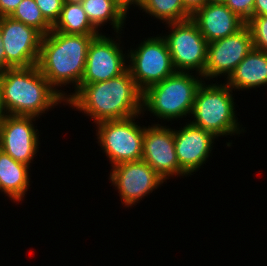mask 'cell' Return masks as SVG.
I'll return each mask as SVG.
<instances>
[{
  "label": "cell",
  "instance_id": "5",
  "mask_svg": "<svg viewBox=\"0 0 267 266\" xmlns=\"http://www.w3.org/2000/svg\"><path fill=\"white\" fill-rule=\"evenodd\" d=\"M203 82L197 88L191 113L194 119L190 123L216 138L243 132L245 129L239 126L235 117L232 89L225 83L207 85Z\"/></svg>",
  "mask_w": 267,
  "mask_h": 266
},
{
  "label": "cell",
  "instance_id": "29",
  "mask_svg": "<svg viewBox=\"0 0 267 266\" xmlns=\"http://www.w3.org/2000/svg\"><path fill=\"white\" fill-rule=\"evenodd\" d=\"M253 16H267V0H255Z\"/></svg>",
  "mask_w": 267,
  "mask_h": 266
},
{
  "label": "cell",
  "instance_id": "15",
  "mask_svg": "<svg viewBox=\"0 0 267 266\" xmlns=\"http://www.w3.org/2000/svg\"><path fill=\"white\" fill-rule=\"evenodd\" d=\"M173 130L180 176H190L208 159L214 140L217 138L212 133L191 123H187L180 130Z\"/></svg>",
  "mask_w": 267,
  "mask_h": 266
},
{
  "label": "cell",
  "instance_id": "7",
  "mask_svg": "<svg viewBox=\"0 0 267 266\" xmlns=\"http://www.w3.org/2000/svg\"><path fill=\"white\" fill-rule=\"evenodd\" d=\"M127 56L128 70L142 92L176 72L167 43L161 36L145 39L136 50L130 49Z\"/></svg>",
  "mask_w": 267,
  "mask_h": 266
},
{
  "label": "cell",
  "instance_id": "17",
  "mask_svg": "<svg viewBox=\"0 0 267 266\" xmlns=\"http://www.w3.org/2000/svg\"><path fill=\"white\" fill-rule=\"evenodd\" d=\"M226 79L234 91L267 85V53L253 48Z\"/></svg>",
  "mask_w": 267,
  "mask_h": 266
},
{
  "label": "cell",
  "instance_id": "31",
  "mask_svg": "<svg viewBox=\"0 0 267 266\" xmlns=\"http://www.w3.org/2000/svg\"><path fill=\"white\" fill-rule=\"evenodd\" d=\"M7 111L4 107L3 104V98H2V93H1V87H0V123L2 122V120L7 116Z\"/></svg>",
  "mask_w": 267,
  "mask_h": 266
},
{
  "label": "cell",
  "instance_id": "32",
  "mask_svg": "<svg viewBox=\"0 0 267 266\" xmlns=\"http://www.w3.org/2000/svg\"><path fill=\"white\" fill-rule=\"evenodd\" d=\"M228 0H208L209 3H214V4H226Z\"/></svg>",
  "mask_w": 267,
  "mask_h": 266
},
{
  "label": "cell",
  "instance_id": "13",
  "mask_svg": "<svg viewBox=\"0 0 267 266\" xmlns=\"http://www.w3.org/2000/svg\"><path fill=\"white\" fill-rule=\"evenodd\" d=\"M36 118L7 115L0 123V149L28 166H31L40 144L39 131L33 123Z\"/></svg>",
  "mask_w": 267,
  "mask_h": 266
},
{
  "label": "cell",
  "instance_id": "11",
  "mask_svg": "<svg viewBox=\"0 0 267 266\" xmlns=\"http://www.w3.org/2000/svg\"><path fill=\"white\" fill-rule=\"evenodd\" d=\"M120 44L112 37L102 35V32L92 39L81 84L107 81L128 69L125 62L128 58H125L127 55L123 53Z\"/></svg>",
  "mask_w": 267,
  "mask_h": 266
},
{
  "label": "cell",
  "instance_id": "9",
  "mask_svg": "<svg viewBox=\"0 0 267 266\" xmlns=\"http://www.w3.org/2000/svg\"><path fill=\"white\" fill-rule=\"evenodd\" d=\"M0 30L7 69L37 65L43 36L38 30L10 16L0 17Z\"/></svg>",
  "mask_w": 267,
  "mask_h": 266
},
{
  "label": "cell",
  "instance_id": "28",
  "mask_svg": "<svg viewBox=\"0 0 267 266\" xmlns=\"http://www.w3.org/2000/svg\"><path fill=\"white\" fill-rule=\"evenodd\" d=\"M185 9L193 15L198 9L205 5L208 0H182Z\"/></svg>",
  "mask_w": 267,
  "mask_h": 266
},
{
  "label": "cell",
  "instance_id": "33",
  "mask_svg": "<svg viewBox=\"0 0 267 266\" xmlns=\"http://www.w3.org/2000/svg\"><path fill=\"white\" fill-rule=\"evenodd\" d=\"M83 0H63V3H82Z\"/></svg>",
  "mask_w": 267,
  "mask_h": 266
},
{
  "label": "cell",
  "instance_id": "26",
  "mask_svg": "<svg viewBox=\"0 0 267 266\" xmlns=\"http://www.w3.org/2000/svg\"><path fill=\"white\" fill-rule=\"evenodd\" d=\"M22 0H0V17L11 16Z\"/></svg>",
  "mask_w": 267,
  "mask_h": 266
},
{
  "label": "cell",
  "instance_id": "23",
  "mask_svg": "<svg viewBox=\"0 0 267 266\" xmlns=\"http://www.w3.org/2000/svg\"><path fill=\"white\" fill-rule=\"evenodd\" d=\"M246 26L251 33L254 49L267 53V16H252Z\"/></svg>",
  "mask_w": 267,
  "mask_h": 266
},
{
  "label": "cell",
  "instance_id": "22",
  "mask_svg": "<svg viewBox=\"0 0 267 266\" xmlns=\"http://www.w3.org/2000/svg\"><path fill=\"white\" fill-rule=\"evenodd\" d=\"M10 17L34 27L42 35L52 30V25L44 18L35 0H22Z\"/></svg>",
  "mask_w": 267,
  "mask_h": 266
},
{
  "label": "cell",
  "instance_id": "3",
  "mask_svg": "<svg viewBox=\"0 0 267 266\" xmlns=\"http://www.w3.org/2000/svg\"><path fill=\"white\" fill-rule=\"evenodd\" d=\"M0 87L8 115L38 118L66 101L49 84L37 65L0 71Z\"/></svg>",
  "mask_w": 267,
  "mask_h": 266
},
{
  "label": "cell",
  "instance_id": "1",
  "mask_svg": "<svg viewBox=\"0 0 267 266\" xmlns=\"http://www.w3.org/2000/svg\"><path fill=\"white\" fill-rule=\"evenodd\" d=\"M71 94L66 104L93 118L95 124L142 114V91L128 69L107 81L80 84Z\"/></svg>",
  "mask_w": 267,
  "mask_h": 266
},
{
  "label": "cell",
  "instance_id": "2",
  "mask_svg": "<svg viewBox=\"0 0 267 266\" xmlns=\"http://www.w3.org/2000/svg\"><path fill=\"white\" fill-rule=\"evenodd\" d=\"M95 36L97 35L65 34L53 30L42 36L37 67L65 100L68 99L67 93L56 87L73 83L75 91L79 88L88 48Z\"/></svg>",
  "mask_w": 267,
  "mask_h": 266
},
{
  "label": "cell",
  "instance_id": "16",
  "mask_svg": "<svg viewBox=\"0 0 267 266\" xmlns=\"http://www.w3.org/2000/svg\"><path fill=\"white\" fill-rule=\"evenodd\" d=\"M191 19L208 43L233 35L246 25L225 4L209 2L198 9Z\"/></svg>",
  "mask_w": 267,
  "mask_h": 266
},
{
  "label": "cell",
  "instance_id": "19",
  "mask_svg": "<svg viewBox=\"0 0 267 266\" xmlns=\"http://www.w3.org/2000/svg\"><path fill=\"white\" fill-rule=\"evenodd\" d=\"M81 4L89 21L97 30L109 22L117 35L121 32L120 29L124 28L127 16L115 4L114 0H83Z\"/></svg>",
  "mask_w": 267,
  "mask_h": 266
},
{
  "label": "cell",
  "instance_id": "24",
  "mask_svg": "<svg viewBox=\"0 0 267 266\" xmlns=\"http://www.w3.org/2000/svg\"><path fill=\"white\" fill-rule=\"evenodd\" d=\"M44 18L53 26L60 16L63 0H35Z\"/></svg>",
  "mask_w": 267,
  "mask_h": 266
},
{
  "label": "cell",
  "instance_id": "25",
  "mask_svg": "<svg viewBox=\"0 0 267 266\" xmlns=\"http://www.w3.org/2000/svg\"><path fill=\"white\" fill-rule=\"evenodd\" d=\"M255 0H228L226 6L245 23L253 16Z\"/></svg>",
  "mask_w": 267,
  "mask_h": 266
},
{
  "label": "cell",
  "instance_id": "21",
  "mask_svg": "<svg viewBox=\"0 0 267 266\" xmlns=\"http://www.w3.org/2000/svg\"><path fill=\"white\" fill-rule=\"evenodd\" d=\"M140 10L166 22V24L182 22L192 17L185 9L182 0H145Z\"/></svg>",
  "mask_w": 267,
  "mask_h": 266
},
{
  "label": "cell",
  "instance_id": "12",
  "mask_svg": "<svg viewBox=\"0 0 267 266\" xmlns=\"http://www.w3.org/2000/svg\"><path fill=\"white\" fill-rule=\"evenodd\" d=\"M253 48L251 33L246 25L233 35L209 42L204 70L205 80L210 81L224 74L228 78Z\"/></svg>",
  "mask_w": 267,
  "mask_h": 266
},
{
  "label": "cell",
  "instance_id": "14",
  "mask_svg": "<svg viewBox=\"0 0 267 266\" xmlns=\"http://www.w3.org/2000/svg\"><path fill=\"white\" fill-rule=\"evenodd\" d=\"M142 160L165 181L180 177V166L174 144V130L161 124L144 127Z\"/></svg>",
  "mask_w": 267,
  "mask_h": 266
},
{
  "label": "cell",
  "instance_id": "20",
  "mask_svg": "<svg viewBox=\"0 0 267 266\" xmlns=\"http://www.w3.org/2000/svg\"><path fill=\"white\" fill-rule=\"evenodd\" d=\"M52 30L65 34H100L89 21L81 3H64Z\"/></svg>",
  "mask_w": 267,
  "mask_h": 266
},
{
  "label": "cell",
  "instance_id": "27",
  "mask_svg": "<svg viewBox=\"0 0 267 266\" xmlns=\"http://www.w3.org/2000/svg\"><path fill=\"white\" fill-rule=\"evenodd\" d=\"M114 2L122 10V12L127 15L130 5L133 4L134 7L136 5L141 9L145 0H114Z\"/></svg>",
  "mask_w": 267,
  "mask_h": 266
},
{
  "label": "cell",
  "instance_id": "8",
  "mask_svg": "<svg viewBox=\"0 0 267 266\" xmlns=\"http://www.w3.org/2000/svg\"><path fill=\"white\" fill-rule=\"evenodd\" d=\"M169 35L162 36L168 46L173 66L178 72H192L204 80V70L208 42L201 34L197 24L188 19L182 22L168 23Z\"/></svg>",
  "mask_w": 267,
  "mask_h": 266
},
{
  "label": "cell",
  "instance_id": "10",
  "mask_svg": "<svg viewBox=\"0 0 267 266\" xmlns=\"http://www.w3.org/2000/svg\"><path fill=\"white\" fill-rule=\"evenodd\" d=\"M109 177L126 208L136 205L144 196L150 195V192L166 182L144 160L115 165L111 168Z\"/></svg>",
  "mask_w": 267,
  "mask_h": 266
},
{
  "label": "cell",
  "instance_id": "6",
  "mask_svg": "<svg viewBox=\"0 0 267 266\" xmlns=\"http://www.w3.org/2000/svg\"><path fill=\"white\" fill-rule=\"evenodd\" d=\"M136 117L98 122L97 139L111 162V166L142 160L144 126L135 122Z\"/></svg>",
  "mask_w": 267,
  "mask_h": 266
},
{
  "label": "cell",
  "instance_id": "30",
  "mask_svg": "<svg viewBox=\"0 0 267 266\" xmlns=\"http://www.w3.org/2000/svg\"><path fill=\"white\" fill-rule=\"evenodd\" d=\"M1 42H2V37L0 30V71L7 69L6 54Z\"/></svg>",
  "mask_w": 267,
  "mask_h": 266
},
{
  "label": "cell",
  "instance_id": "4",
  "mask_svg": "<svg viewBox=\"0 0 267 266\" xmlns=\"http://www.w3.org/2000/svg\"><path fill=\"white\" fill-rule=\"evenodd\" d=\"M190 72L176 71L142 92V113L147 110L157 119L177 120L192 113L197 88L203 82ZM200 76V77H199Z\"/></svg>",
  "mask_w": 267,
  "mask_h": 266
},
{
  "label": "cell",
  "instance_id": "18",
  "mask_svg": "<svg viewBox=\"0 0 267 266\" xmlns=\"http://www.w3.org/2000/svg\"><path fill=\"white\" fill-rule=\"evenodd\" d=\"M29 167L0 149V191L16 203L24 199L29 189Z\"/></svg>",
  "mask_w": 267,
  "mask_h": 266
}]
</instances>
